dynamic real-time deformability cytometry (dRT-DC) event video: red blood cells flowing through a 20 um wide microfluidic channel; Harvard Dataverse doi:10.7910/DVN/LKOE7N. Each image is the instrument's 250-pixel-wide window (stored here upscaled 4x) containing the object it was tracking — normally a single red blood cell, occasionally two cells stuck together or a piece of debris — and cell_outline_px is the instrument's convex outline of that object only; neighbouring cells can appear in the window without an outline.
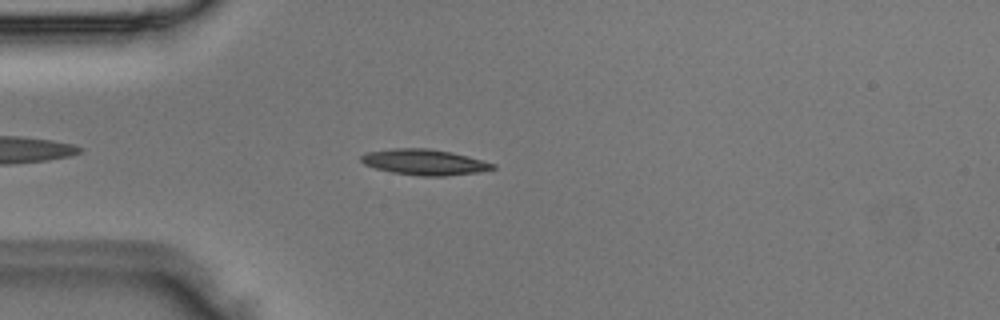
{"species": "Egyptian fruit bat (a non-hibernating species)", "species_latin": "Rousettus aegyptiacus", "temperature_condition": "room temperature", "stored_images_in_passage": 40, "camera_frame_rate_fps": 3000, "um_per_image_px": 0.085, "animal": {"sex": "male"}, "frame": {"image": 1, "passage_image": 5, "time_ms": 1.333, "image_size_px": [1000, 320], "cell_outline_px": [[496, 168], [480, 172], [444, 176], [420, 176], [392, 172], [376, 168], [364, 164], [360, 160], [360, 156], [368, 152], [396, 148], [428, 148], [452, 152], [496, 164]], "centroid_in_image_um": [36.09, 13.78], "position_along_channel_um": 48.9, "area_um2": 19.65}}
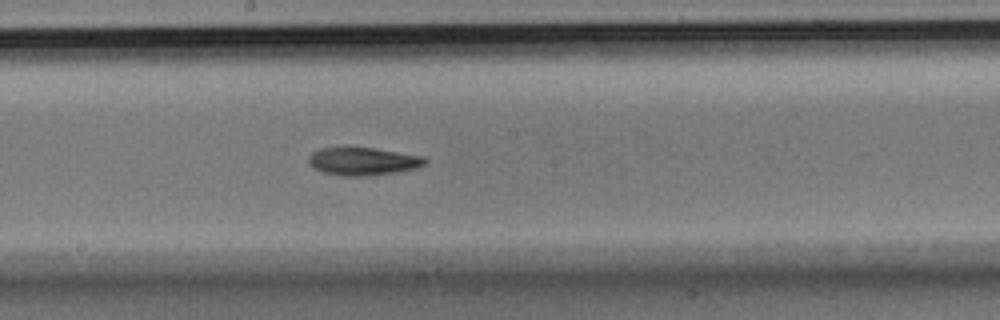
{"frame": {"image": 2, "passage_image": 18, "time_ms": 5.667, "image_size_px": [1000, 320], "cell_outline_px": [[428, 160], [424, 164], [416, 168], [396, 172], [360, 176], [344, 176], [324, 172], [316, 168], [308, 160], [308, 156], [312, 152], [320, 148], [376, 148], [424, 156]], "centroid_in_image_um": [30.89, 13.7], "position_along_channel_um": 217.3, "area_um2": 18.61}}
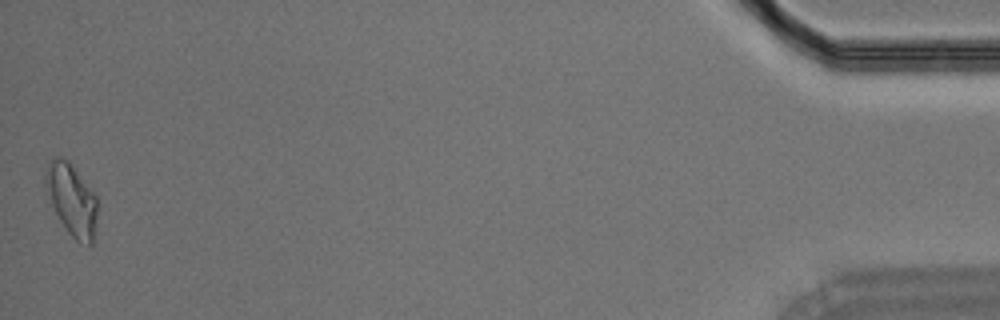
{"frame": {"image": 3, "passage_image": 40, "time_ms": 13.0, "image_size_px": [1000, 320], "cell_outline_px": [[96, 216], [92, 244], [88, 244], [76, 240], [68, 232], [60, 220], [44, 192], [44, 176], [48, 164], [56, 156], [60, 156], [68, 160], [96, 196]], "centroid_in_image_um": [6.04, 16.93], "position_along_channel_um": 429.2, "area_um2": 21.39}}